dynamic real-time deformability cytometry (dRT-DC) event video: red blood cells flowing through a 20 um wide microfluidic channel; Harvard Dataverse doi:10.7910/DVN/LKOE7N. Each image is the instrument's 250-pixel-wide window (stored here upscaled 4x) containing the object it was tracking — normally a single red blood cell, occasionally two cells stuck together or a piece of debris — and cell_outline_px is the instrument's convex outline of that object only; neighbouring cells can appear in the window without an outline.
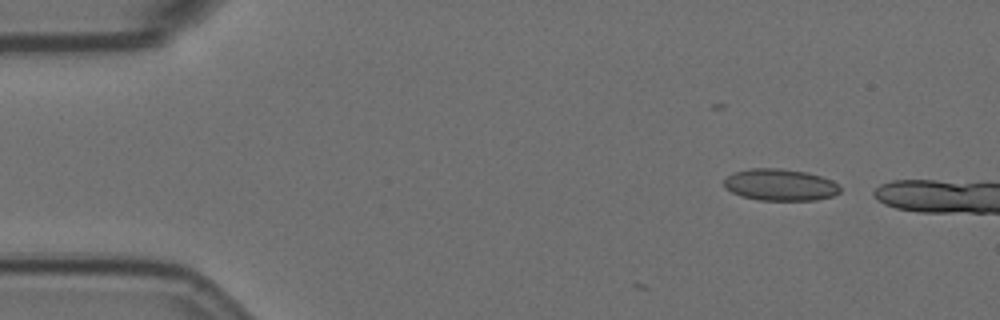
{"species": "Egyptian fruit bat (a non-hibernating species)", "species_latin": "Rousettus aegyptiacus", "temperature_condition": "room temperature", "stored_images_in_passage": 3, "camera_frame_rate_fps": 3000, "um_per_image_px": 0.085, "animal": {"sex": "female"}, "frame": {"image": 1, "passage_image": 1, "time_ms": 0.0, "image_size_px": [1000, 320], "cell_outline_px": [[840, 192], [832, 196], [816, 200], [756, 200], [740, 196], [724, 188], [724, 180], [728, 176], [736, 172], [748, 168], [780, 168], [808, 172], [832, 180], [840, 188]], "centroid_in_image_um": [66.29, 15.71], "position_along_channel_um": 18.7, "area_um2": 21.56}}